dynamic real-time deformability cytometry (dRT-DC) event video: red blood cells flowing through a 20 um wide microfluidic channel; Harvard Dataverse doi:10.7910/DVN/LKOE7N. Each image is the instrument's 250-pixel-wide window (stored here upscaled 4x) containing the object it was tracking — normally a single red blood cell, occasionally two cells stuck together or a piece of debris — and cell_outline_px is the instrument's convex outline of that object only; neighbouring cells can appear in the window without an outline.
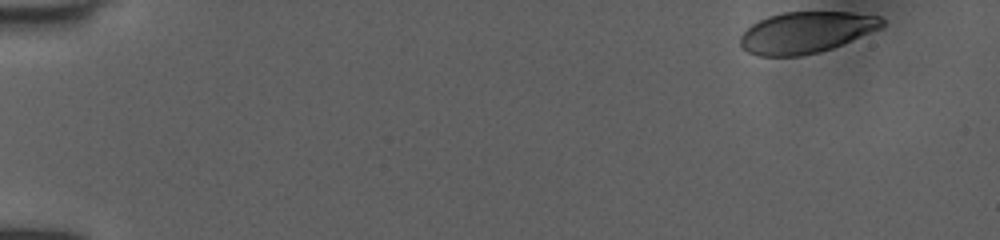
{"species": "human", "species_latin": "Homo sapiens", "temperature_condition": "room temperature", "stored_images_in_passage": 47, "camera_frame_rate_fps": 3000, "um_per_image_px": 0.085, "donor": {"sex": "female"}, "frame": {"image": 1, "passage_image": 1, "time_ms": 0.0, "image_size_px": [1000, 240], "cell_outline_px": [[884, 24], [880, 28], [832, 48], [800, 56], [760, 56], [748, 52], [740, 44], [740, 36], [752, 24], [768, 16], [784, 12], [852, 12], [880, 16], [884, 20]], "centroid_in_image_um": [68.51, 2.74], "position_along_channel_um": 16.5, "area_um2": 33.81}}
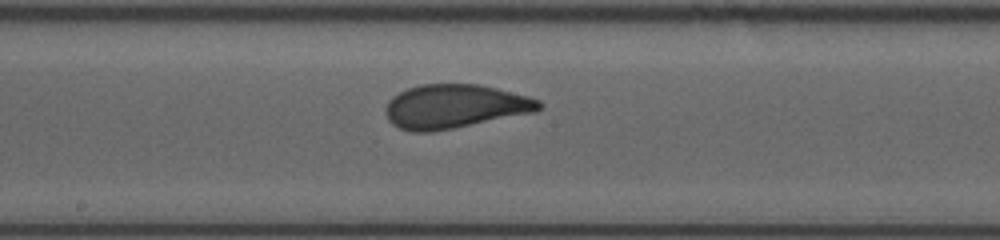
{"frame": {"image": 2, "passage_image": 26, "time_ms": 8.333, "image_size_px": [1000, 240], "cell_outline_px": [[544, 104], [536, 112], [452, 128], [428, 132], [412, 132], [400, 128], [392, 124], [388, 120], [384, 112], [384, 108], [388, 100], [392, 96], [408, 88], [420, 84], [480, 84], [528, 96], [540, 100]], "centroid_in_image_um": [38.63, 9.04], "position_along_channel_um": 209.6, "area_um2": 39.3}}
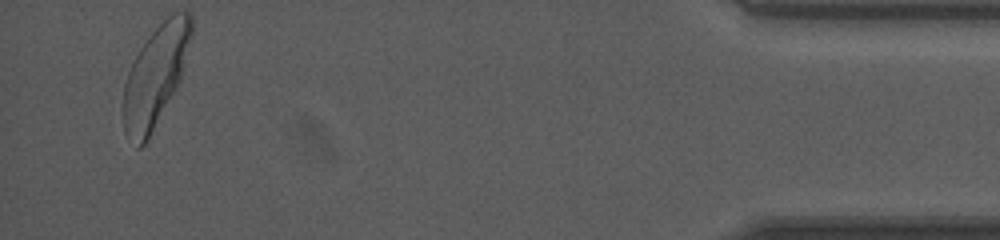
{"frame": {"image": 3, "passage_image": 47, "time_ms": 15.333, "image_size_px": [1000, 240], "cell_outline_px": [[192, 32], [180, 80], [176, 88], [148, 140], [140, 148], [136, 148], [124, 132], [120, 108], [124, 84], [128, 72], [140, 48], [164, 12], [192, 12]], "centroid_in_image_um": [13.17, 6.43], "position_along_channel_um": 422.0, "area_um2": 40.69}, "authors_computed_cell_mechanics": {"area_um2": 38.6104, "velocity_mm_per_s": 4.0071, "shape_relaxation_time_tau1_ms": 5.1037, "shape_relaxation_time_tau2_ms": null, "deformation_change_tau1": 0.1993, "deformation_change_tau2": null}}